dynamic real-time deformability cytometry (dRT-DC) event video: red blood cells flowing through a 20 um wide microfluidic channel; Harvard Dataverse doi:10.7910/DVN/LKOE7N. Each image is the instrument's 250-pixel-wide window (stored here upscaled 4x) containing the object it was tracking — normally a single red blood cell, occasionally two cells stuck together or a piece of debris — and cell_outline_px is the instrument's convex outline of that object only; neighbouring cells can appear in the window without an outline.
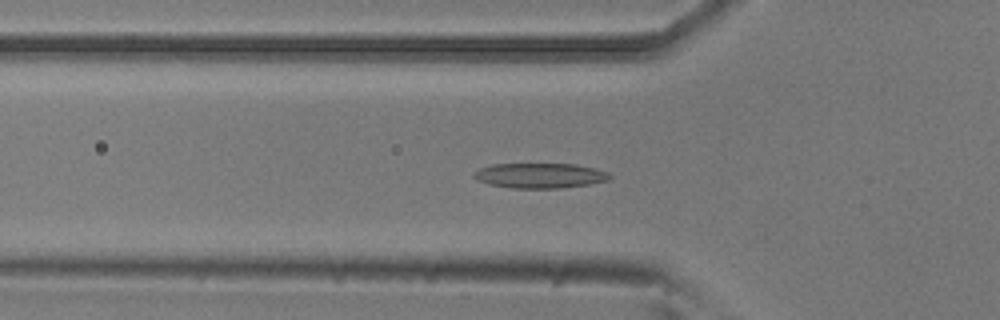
{"species": "common noctule bat (a hibernating species)", "species_latin": "Nyctalus noctula", "temperature_condition": "room temperature", "stored_images_in_passage": 53, "camera_frame_rate_fps": 3000, "um_per_image_px": 0.085, "animal": {"sex": "male", "body_mass_g": 20.5, "forearm_length_mm": 52.5}, "frame": {"image": 1, "passage_image": 17, "time_ms": 5.333, "image_size_px": [1000, 320], "cell_outline_px": [[612, 176], [608, 180], [592, 184], [560, 188], [512, 188], [488, 184], [476, 180], [472, 176], [480, 168], [492, 164], [576, 164], [596, 168], [608, 172]], "centroid_in_image_um": [45.92, 14.92], "position_along_channel_um": 79.9, "area_um2": 19.94}}
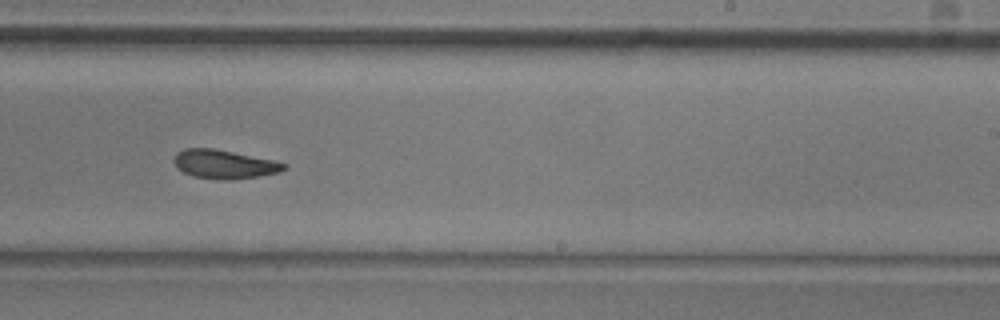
{"frame": {"image": 2, "passage_image": 32, "time_ms": 10.333, "image_size_px": [1000, 320], "cell_outline_px": [[288, 168], [280, 172], [260, 176], [236, 180], [224, 180], [192, 176], [184, 172], [176, 164], [176, 152], [184, 148], [212, 148], [272, 160], [288, 164]], "centroid_in_image_um": [19.12, 13.97], "position_along_channel_um": 269.9, "area_um2": 18.26}}
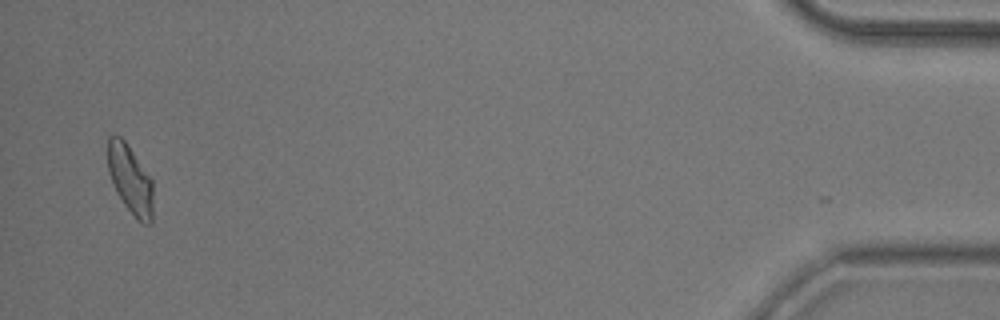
{"frame": {"image": 3, "passage_image": 51, "time_ms": 16.667, "image_size_px": [1000, 320], "cell_outline_px": [[152, 224], [144, 224], [136, 220], [124, 204], [116, 192], [112, 184], [108, 172], [108, 136], [120, 136], [124, 140], [152, 180]], "centroid_in_image_um": [11.06, 15.3], "position_along_channel_um": 424.1, "area_um2": 18.03}, "authors_computed_cell_mechanics": {"area_um2": 18.6116, "velocity_mm_per_s": 3.782, "shape_relaxation_time_tau1_ms": null, "shape_relaxation_time_tau2_ms": 3.0494, "deformation_change_tau1": null, "deformation_change_tau2": 0.0921}}